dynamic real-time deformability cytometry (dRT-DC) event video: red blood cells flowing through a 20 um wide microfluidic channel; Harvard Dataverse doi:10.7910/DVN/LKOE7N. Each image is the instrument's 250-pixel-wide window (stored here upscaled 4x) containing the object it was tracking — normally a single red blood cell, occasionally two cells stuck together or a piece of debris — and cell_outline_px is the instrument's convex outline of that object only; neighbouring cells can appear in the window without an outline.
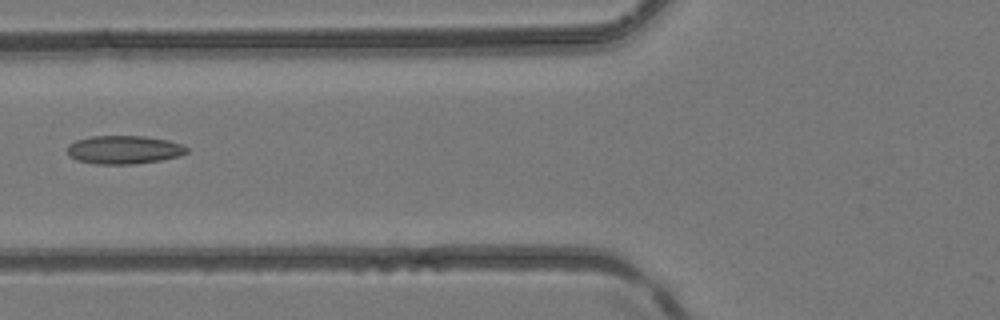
{"species": "common noctule bat (a hibernating species)", "species_latin": "Nyctalus noctula", "temperature_condition": "room temperature", "stored_images_in_passage": 5, "camera_frame_rate_fps": 3000, "um_per_image_px": 0.085, "animal": {"sex": "female", "body_mass_g": 24.6, "forearm_length_mm": 56.2}, "frame": {"image": 1, "passage_image": 5, "time_ms": 1.333, "image_size_px": [1000, 320], "cell_outline_px": [[188, 152], [180, 156], [160, 160], [132, 164], [96, 164], [76, 160], [68, 156], [68, 144], [76, 140], [92, 136], [144, 136], [168, 140], [184, 144], [188, 148]], "centroid_in_image_um": [10.55, 12.72], "position_along_channel_um": 115.3, "area_um2": 19.88}}